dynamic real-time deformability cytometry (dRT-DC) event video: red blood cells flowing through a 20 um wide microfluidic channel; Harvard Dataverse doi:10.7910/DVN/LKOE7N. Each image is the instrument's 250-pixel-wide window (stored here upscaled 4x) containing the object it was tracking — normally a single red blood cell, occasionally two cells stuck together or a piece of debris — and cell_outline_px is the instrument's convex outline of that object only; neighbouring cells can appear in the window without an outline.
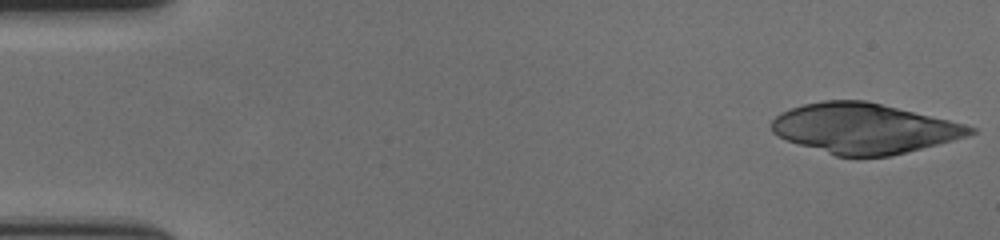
{"species": "human", "species_latin": "Homo sapiens", "temperature_condition": "cold", "stored_images_in_passage": 56, "camera_frame_rate_fps": 3000, "um_per_image_px": 0.085, "donor": {"sex": "female"}, "frame": {"image": 1, "passage_image": 1, "time_ms": 0.0, "image_size_px": [1000, 240], "cell_outline_px": [[976, 132], [968, 136], [892, 156], [836, 156], [788, 140], [772, 132], [772, 120], [780, 112], [804, 104], [824, 100], [864, 100], [948, 120], [964, 124], [976, 128]], "centroid_in_image_um": [73.45, 10.91], "position_along_channel_um": 11.6, "area_um2": 57.22}}
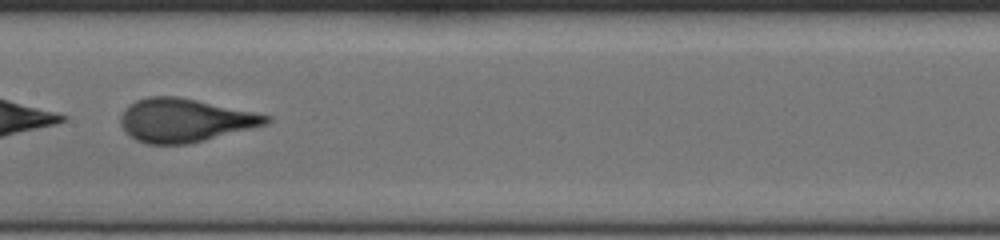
{"frame": {"image": 2, "passage_image": 29, "time_ms": 9.333, "image_size_px": [1000, 240], "cell_outline_px": [[272, 120], [268, 124], [188, 144], [148, 144], [136, 140], [120, 124], [120, 116], [136, 100], [148, 96], [180, 96], [256, 112], [272, 116]], "centroid_in_image_um": [15.76, 10.21], "position_along_channel_um": 191.6, "area_um2": 36.7}}
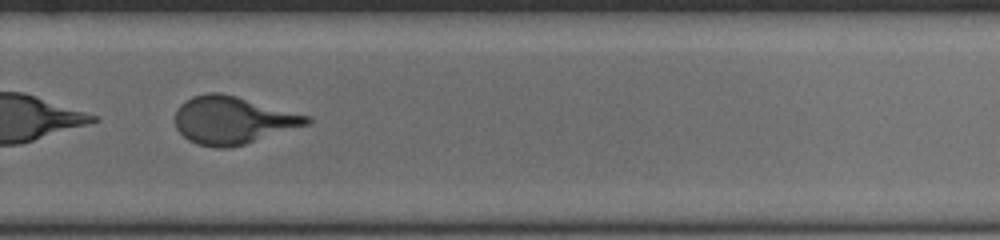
{"frame": {"image": 3, "passage_image": 39, "time_ms": 12.667, "image_size_px": [1000, 240], "cell_outline_px": [[312, 120], [308, 124], [244, 144], [228, 148], [212, 148], [196, 144], [188, 140], [176, 128], [176, 108], [180, 104], [192, 96], [208, 92], [220, 92], [236, 96], [312, 116]], "centroid_in_image_um": [19.76, 10.21], "position_along_channel_um": 310.0, "area_um2": 36.53}, "authors_computed_cell_mechanics": {"area_um2": 37.6278, "velocity_mm_per_s": 3.5567, "shape_relaxation_time_tau1_ms": 5.8556, "shape_relaxation_time_tau2_ms": null, "deformation_change_tau1": 0.1919, "deformation_change_tau2": null}}